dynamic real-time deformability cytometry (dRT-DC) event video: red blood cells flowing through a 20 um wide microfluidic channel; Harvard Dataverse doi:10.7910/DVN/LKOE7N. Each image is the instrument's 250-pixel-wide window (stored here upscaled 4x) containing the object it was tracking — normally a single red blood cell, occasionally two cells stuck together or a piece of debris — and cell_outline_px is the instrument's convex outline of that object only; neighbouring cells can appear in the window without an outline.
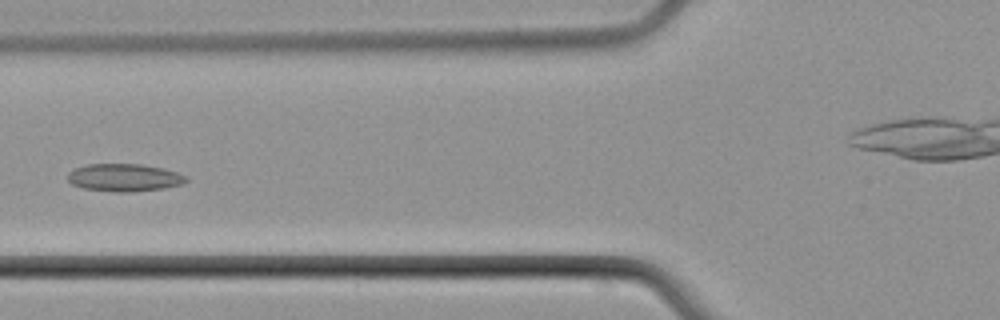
{"species": "common noctule bat (a hibernating species)", "species_latin": "Nyctalus noctula", "temperature_condition": "cold", "stored_images_in_passage": 5, "camera_frame_rate_fps": 3000, "um_per_image_px": 0.085, "animal": {"sex": "male", "body_mass_g": 21.5, "forearm_length_mm": 52.0}, "frame": {"image": 1, "passage_image": 5, "time_ms": 4.667, "image_size_px": [1000, 320], "cell_outline_px": [[188, 180], [180, 184], [164, 188], [128, 192], [112, 192], [84, 188], [72, 184], [68, 180], [68, 172], [76, 168], [88, 164], [140, 164], [164, 168], [188, 176]], "centroid_in_image_um": [10.57, 15.09], "position_along_channel_um": 115.2, "area_um2": 19.02}}